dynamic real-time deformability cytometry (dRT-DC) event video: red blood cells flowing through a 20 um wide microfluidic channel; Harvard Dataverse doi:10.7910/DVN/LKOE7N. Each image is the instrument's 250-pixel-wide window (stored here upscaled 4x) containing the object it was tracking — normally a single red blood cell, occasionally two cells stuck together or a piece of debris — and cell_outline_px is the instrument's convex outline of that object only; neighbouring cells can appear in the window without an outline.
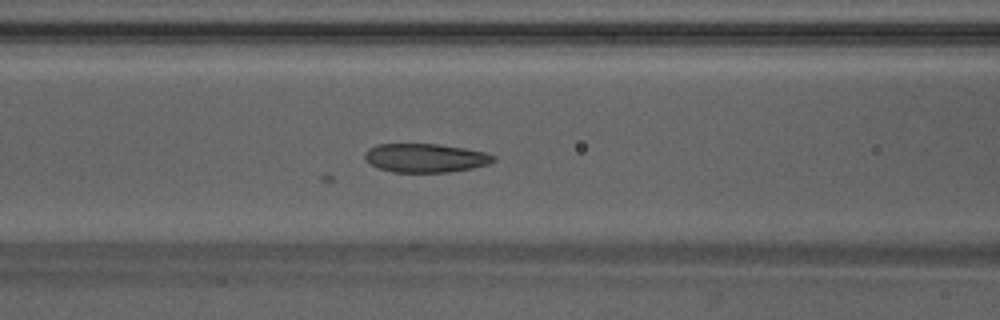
{"species": "Egyptian fruit bat (a non-hibernating species)", "species_latin": "Rousettus aegyptiacus", "temperature_condition": "warm", "stored_images_in_passage": 33, "camera_frame_rate_fps": 3000, "um_per_image_px": 0.085, "animal": {"sex": "male"}, "frame": {"image": 1, "passage_image": 5, "time_ms": 1.333, "image_size_px": [1000, 320], "cell_outline_px": [[496, 160], [488, 164], [472, 168], [448, 172], [392, 172], [376, 168], [364, 160], [364, 152], [368, 148], [376, 144], [436, 144], [464, 148], [484, 152], [496, 156]], "centroid_in_image_um": [36.11, 13.43], "position_along_channel_um": 130.5, "area_um2": 21.73}}
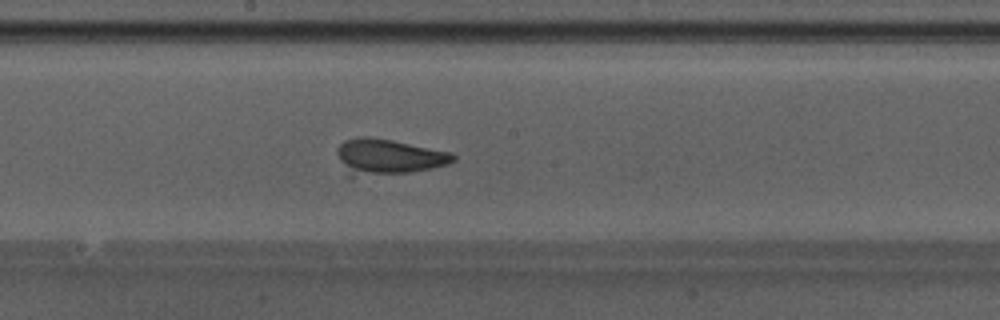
{"frame": {"image": 2, "passage_image": 11, "time_ms": 3.333, "image_size_px": [1000, 320], "cell_outline_px": [[456, 160], [448, 164], [432, 168], [408, 172], [352, 180], [348, 176], [336, 152], [336, 148], [344, 140], [360, 136], [368, 136], [392, 140], [452, 152], [456, 156]], "centroid_in_image_um": [32.94, 13.37], "position_along_channel_um": 215.3, "area_um2": 24.8}}
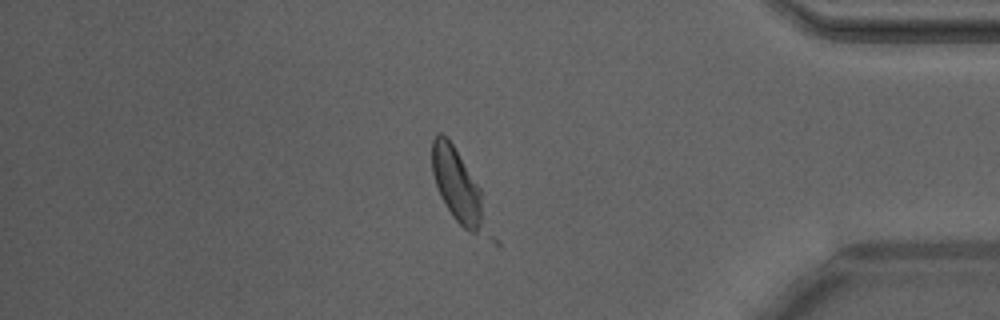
{"frame": {"image": 3, "passage_image": 26, "time_ms": 8.333, "image_size_px": [1000, 320], "cell_outline_px": [[500, 244], [496, 248], [468, 232], [452, 216], [440, 196], [432, 172], [432, 140], [436, 132], [440, 132], [452, 144], [480, 188], [500, 240]], "centroid_in_image_um": [39.22, 16.29], "position_along_channel_um": 396.0, "area_um2": 25.84}}